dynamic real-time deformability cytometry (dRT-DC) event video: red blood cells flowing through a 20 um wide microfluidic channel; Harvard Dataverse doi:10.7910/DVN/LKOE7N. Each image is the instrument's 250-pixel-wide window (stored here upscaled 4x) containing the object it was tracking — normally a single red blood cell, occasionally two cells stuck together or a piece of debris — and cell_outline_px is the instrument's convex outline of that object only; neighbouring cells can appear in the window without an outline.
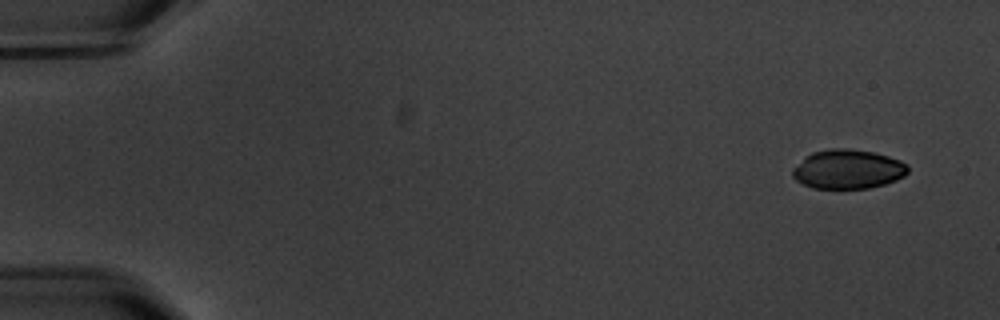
{"species": "common noctule bat (a hibernating species)", "species_latin": "Nyctalus noctula", "temperature_condition": "warm", "stored_images_in_passage": 4, "camera_frame_rate_fps": 3000, "um_per_image_px": 0.085, "animal": {"sex": "male", "body_mass_g": 20.1, "forearm_length_mm": 53.5}, "frame": {"image": 1, "passage_image": 1, "time_ms": 0.0, "image_size_px": [1000, 320], "cell_outline_px": [[908, 172], [904, 176], [896, 180], [884, 184], [868, 188], [812, 188], [796, 180], [792, 176], [792, 168], [804, 156], [812, 152], [832, 148], [848, 148], [872, 152], [888, 156], [900, 160], [908, 164]], "centroid_in_image_um": [72.05, 14.37], "position_along_channel_um": 12.9, "area_um2": 26.47}}
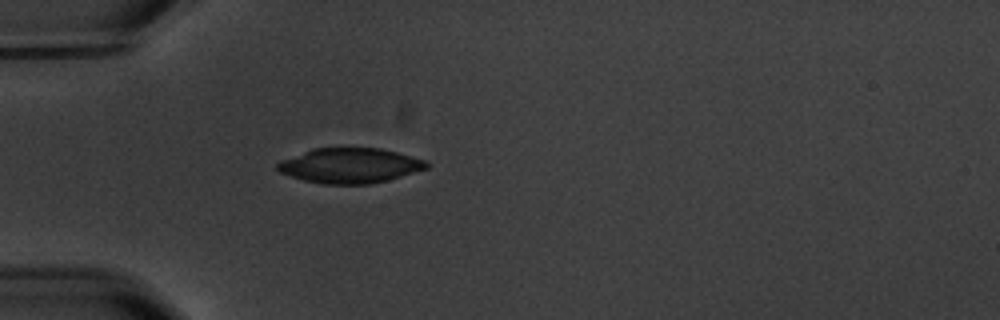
{"frame": {"image": 2, "passage_image": 4, "time_ms": 4.667, "image_size_px": [1000, 320], "cell_outline_px": [[428, 168], [388, 180], [368, 184], [320, 184], [304, 180], [280, 172], [276, 168], [276, 164], [280, 160], [312, 148], [380, 148], [396, 152], [424, 160], [428, 164]], "centroid_in_image_um": [29.7, 14.07], "position_along_channel_um": 55.3, "area_um2": 30.29}}